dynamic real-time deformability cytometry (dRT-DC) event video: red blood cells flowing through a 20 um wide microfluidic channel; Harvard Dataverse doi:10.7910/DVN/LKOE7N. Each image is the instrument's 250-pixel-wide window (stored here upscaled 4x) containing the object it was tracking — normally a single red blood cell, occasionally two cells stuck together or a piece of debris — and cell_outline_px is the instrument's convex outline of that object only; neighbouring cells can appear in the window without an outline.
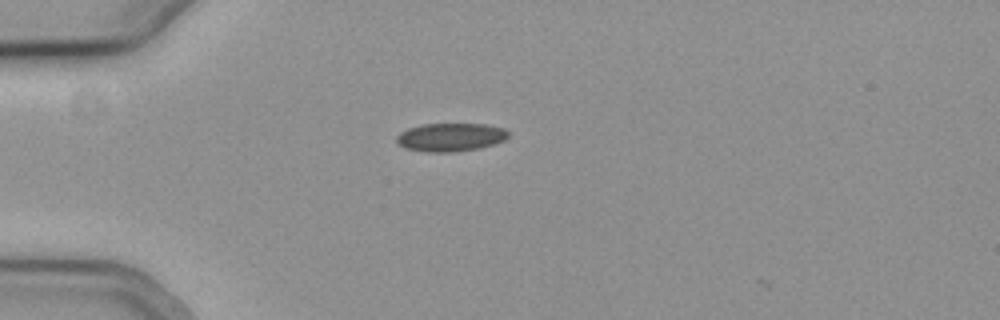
{"species": "common noctule bat (a hibernating species)", "species_latin": "Nyctalus noctula", "temperature_condition": "cold", "stored_images_in_passage": 3, "camera_frame_rate_fps": 3000, "um_per_image_px": 0.085, "animal": {"sex": "female", "body_mass_g": 19.3, "forearm_length_mm": 54.1}, "frame": {"image": 1, "passage_image": 2, "time_ms": 0.333, "image_size_px": [1000, 320], "cell_outline_px": [[508, 136], [504, 140], [480, 148], [452, 152], [428, 152], [408, 148], [400, 144], [396, 140], [396, 136], [400, 132], [408, 128], [424, 124], [488, 124], [504, 128], [508, 132]], "centroid_in_image_um": [38.31, 11.65], "position_along_channel_um": 46.7, "area_um2": 18.26}}